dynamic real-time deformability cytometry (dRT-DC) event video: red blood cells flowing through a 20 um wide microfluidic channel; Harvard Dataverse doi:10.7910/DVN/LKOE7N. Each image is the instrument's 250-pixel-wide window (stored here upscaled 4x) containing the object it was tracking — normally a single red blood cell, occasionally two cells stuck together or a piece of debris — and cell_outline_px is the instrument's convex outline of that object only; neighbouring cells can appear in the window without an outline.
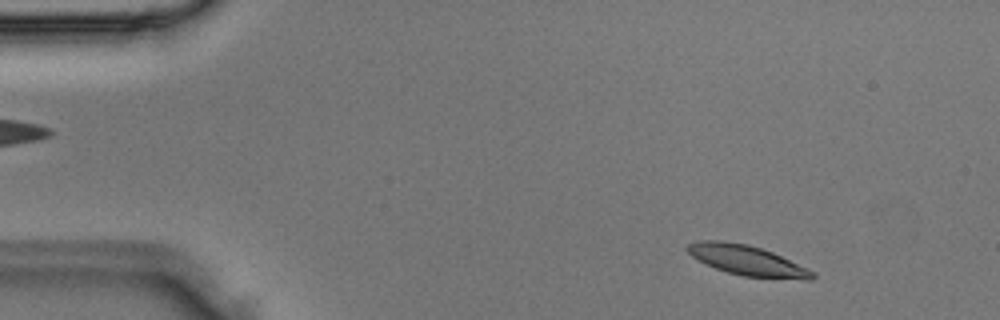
{"species": "Egyptian fruit bat (a non-hibernating species)", "species_latin": "Rousettus aegyptiacus", "temperature_condition": "room temperature", "stored_images_in_passage": 2, "camera_frame_rate_fps": 3000, "um_per_image_px": 0.085, "animal": {"sex": "male"}, "frame": {"image": 1, "passage_image": 2, "time_ms": 0.333, "image_size_px": [1000, 320], "cell_outline_px": [[816, 276], [812, 280], [804, 280], [744, 276], [728, 272], [716, 268], [692, 256], [684, 248], [688, 244], [700, 240], [720, 240], [748, 244], [772, 252], [816, 272]], "centroid_in_image_um": [63.54, 22.13], "position_along_channel_um": 21.5, "area_um2": 21.79}}